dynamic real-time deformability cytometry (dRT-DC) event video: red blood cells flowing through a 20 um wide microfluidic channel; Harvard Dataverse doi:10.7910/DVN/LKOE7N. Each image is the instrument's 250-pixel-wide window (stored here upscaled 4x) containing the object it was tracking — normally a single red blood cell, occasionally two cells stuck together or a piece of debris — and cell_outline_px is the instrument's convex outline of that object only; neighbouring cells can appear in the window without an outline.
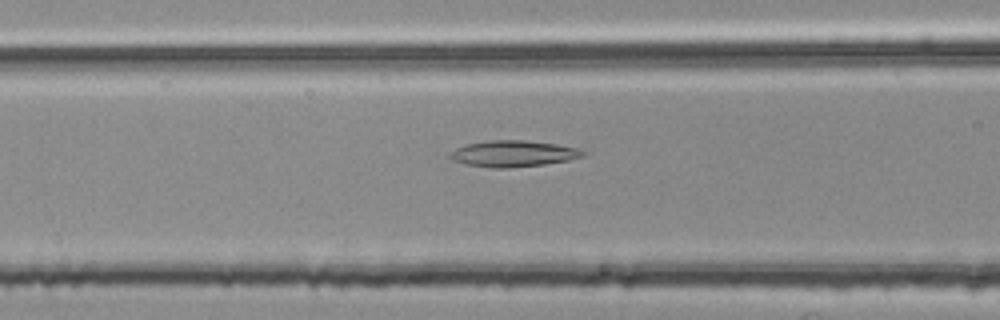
{"species": "common noctule bat (a hibernating species)", "species_latin": "Nyctalus noctula", "temperature_condition": "room temperature", "stored_images_in_passage": 53, "camera_frame_rate_fps": 3000, "um_per_image_px": 0.085, "animal": {"sex": "female", "body_mass_g": 25.1}, "frame": {"image": 1, "passage_image": 21, "time_ms": 6.667, "image_size_px": [1000, 320], "cell_outline_px": [[588, 152], [584, 156], [568, 160], [544, 164], [508, 168], [492, 168], [468, 164], [452, 160], [448, 156], [448, 152], [456, 148], [468, 144], [488, 140], [524, 140], [556, 144], [576, 148]], "centroid_in_image_um": [43.61, 13.06], "position_along_channel_um": 123.0, "area_um2": 20.29}}
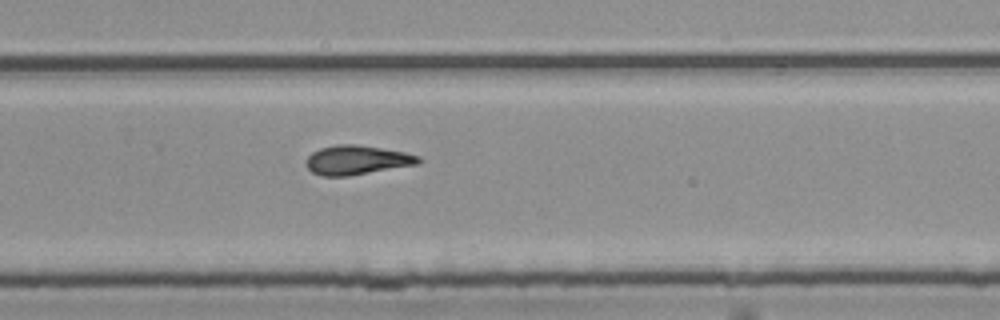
{"frame": {"image": 2, "passage_image": 35, "time_ms": 11.333, "image_size_px": [1000, 320], "cell_outline_px": [[420, 164], [348, 176], [320, 176], [312, 172], [304, 164], [304, 160], [312, 152], [320, 148], [336, 144], [356, 144], [404, 152], [420, 156]], "centroid_in_image_um": [30.3, 13.61], "position_along_channel_um": 299.5, "area_um2": 19.31}}
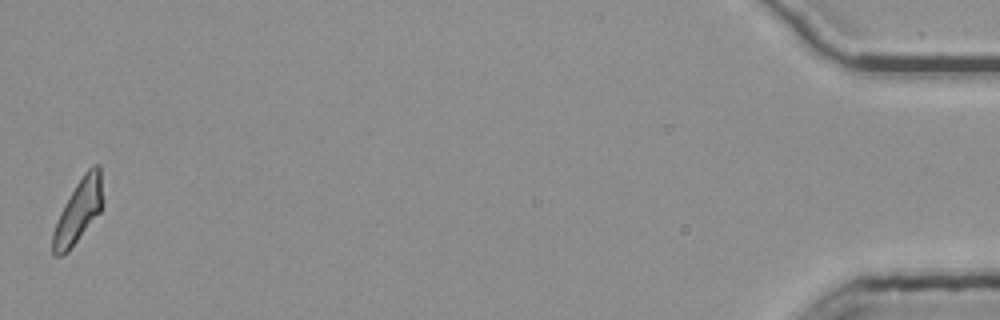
{"frame": {"image": 3, "passage_image": 53, "time_ms": 17.333, "image_size_px": [1000, 320], "cell_outline_px": [[104, 200], [100, 212], [68, 252], [60, 256], [56, 256], [52, 252], [52, 232], [60, 212], [64, 204], [76, 184], [84, 172], [92, 164], [100, 164]], "centroid_in_image_um": [6.68, 17.91], "position_along_channel_um": 428.5, "area_um2": 18.61}, "authors_computed_cell_mechanics": {"area_um2": 19.1318, "velocity_mm_per_s": 3.7939, "shape_relaxation_time_tau1_ms": 11.0298, "shape_relaxation_time_tau2_ms": 6.0833, "deformation_change_tau1": 0.2535, "deformation_change_tau2": 0.1624}}